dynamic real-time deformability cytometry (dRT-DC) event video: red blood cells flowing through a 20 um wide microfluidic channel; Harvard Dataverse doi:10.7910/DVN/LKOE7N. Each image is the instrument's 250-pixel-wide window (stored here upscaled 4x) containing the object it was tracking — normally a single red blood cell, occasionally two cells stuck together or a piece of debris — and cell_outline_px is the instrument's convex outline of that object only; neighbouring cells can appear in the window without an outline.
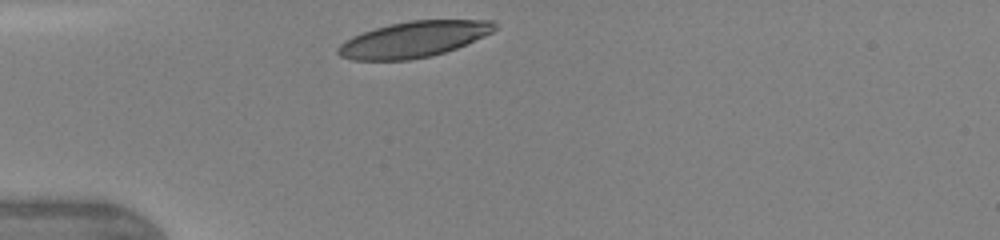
{"species": "human", "species_latin": "Homo sapiens", "temperature_condition": "warm", "stored_images_in_passage": 11, "camera_frame_rate_fps": 3000, "um_per_image_px": 0.085, "donor": {"sex": "female"}, "frame": {"image": 1, "passage_image": 1, "time_ms": 0.0, "image_size_px": [1000, 240], "cell_outline_px": [[496, 28], [492, 32], [484, 36], [456, 48], [432, 56], [408, 60], [352, 60], [340, 56], [336, 52], [336, 48], [344, 40], [352, 36], [376, 28], [392, 24], [412, 20], [492, 20], [496, 24]], "centroid_in_image_um": [35.14, 3.35], "position_along_channel_um": 49.9, "area_um2": 32.6}}